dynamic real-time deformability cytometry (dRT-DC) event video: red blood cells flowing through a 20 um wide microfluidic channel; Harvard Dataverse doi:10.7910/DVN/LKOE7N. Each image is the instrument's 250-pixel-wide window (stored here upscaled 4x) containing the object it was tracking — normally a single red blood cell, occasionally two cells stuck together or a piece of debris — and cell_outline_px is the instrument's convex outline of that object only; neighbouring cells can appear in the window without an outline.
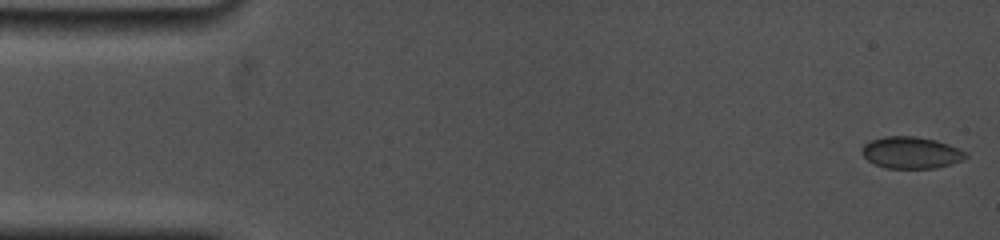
{"species": "common noctule bat (a hibernating species)", "species_latin": "Nyctalus noctula", "temperature_condition": "cold", "stored_images_in_passage": 69, "camera_frame_rate_fps": 5000, "um_per_image_px": 0.085, "animal": {"sex": "female", "body_mass_g": 19.0, "forearm_length_mm": 53.3}, "frame": {"image": 1, "passage_image": 1, "time_ms": 0.0, "image_size_px": [1000, 240], "cell_outline_px": [[968, 156], [964, 160], [952, 164], [936, 168], [888, 168], [876, 164], [868, 160], [860, 152], [860, 148], [864, 144], [872, 140], [884, 136], [916, 136], [936, 140], [960, 148], [968, 152]], "centroid_in_image_um": [77.48, 12.97], "position_along_channel_um": 7.5, "area_um2": 19.42}}
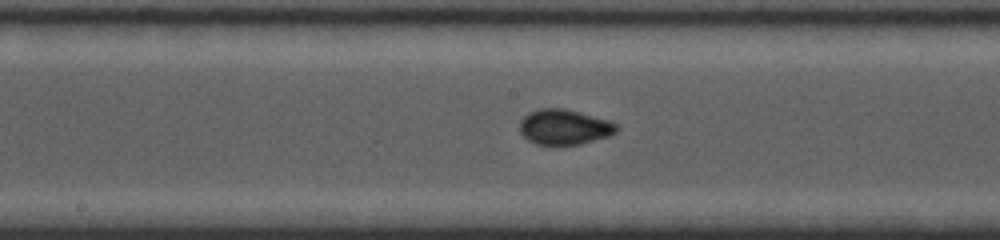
{"frame": {"image": 2, "passage_image": 35, "time_ms": 8.4, "image_size_px": [1000, 240], "cell_outline_px": [[620, 128], [616, 132], [608, 136], [580, 144], [556, 148], [536, 144], [528, 140], [520, 132], [520, 120], [528, 112], [540, 108], [564, 108], [580, 112], [608, 120], [616, 124]], "centroid_in_image_um": [47.94, 10.83], "position_along_channel_um": 200.3, "area_um2": 20.46}}
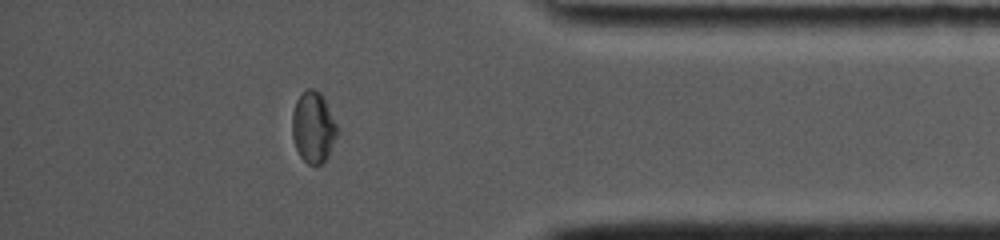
{"frame": {"image": 3, "passage_image": 60, "time_ms": 14.2, "image_size_px": [1000, 240], "cell_outline_px": [[340, 132], [328, 156], [320, 164], [308, 164], [300, 156], [296, 148], [292, 136], [292, 112], [296, 100], [300, 92], [308, 88], [312, 88], [320, 92], [340, 128]], "centroid_in_image_um": [26.65, 10.79], "position_along_channel_um": 408.6, "area_um2": 19.02}, "authors_computed_cell_mechanics": {"area_um2": 19.0162, "velocity_mm_per_s": 3.8127, "shape_relaxation_time_tau1_ms": null, "shape_relaxation_time_tau2_ms": 0.7612, "deformation_change_tau1": null, "deformation_change_tau2": 0.0355}}